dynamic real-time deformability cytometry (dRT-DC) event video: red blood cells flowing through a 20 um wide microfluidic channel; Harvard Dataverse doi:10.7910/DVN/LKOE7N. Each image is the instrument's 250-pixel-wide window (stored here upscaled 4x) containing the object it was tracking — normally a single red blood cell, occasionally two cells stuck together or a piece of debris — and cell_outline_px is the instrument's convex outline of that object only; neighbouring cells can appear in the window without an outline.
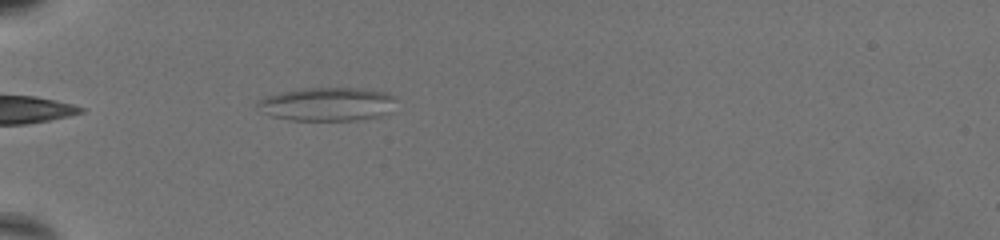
{"species": "common noctule bat (a hibernating species)", "species_latin": "Nyctalus noctula", "temperature_condition": "warm", "stored_images_in_passage": 6, "camera_frame_rate_fps": 3000, "um_per_image_px": 0.085, "animal": {"sex": "female", "body_mass_g": 19.5, "forearm_length_mm": 54.1}, "frame": {"image": 1, "passage_image": 1, "time_ms": 0.0, "image_size_px": [1000, 240], "cell_outline_px": [[396, 96], [388, 112], [380, 116], [356, 120], [288, 120], [272, 116], [264, 112], [256, 104], [264, 96], [280, 92], [300, 88], [356, 88], [384, 92]], "centroid_in_image_um": [27.78, 8.85], "position_along_channel_um": 57.2, "area_um2": 26.88}}